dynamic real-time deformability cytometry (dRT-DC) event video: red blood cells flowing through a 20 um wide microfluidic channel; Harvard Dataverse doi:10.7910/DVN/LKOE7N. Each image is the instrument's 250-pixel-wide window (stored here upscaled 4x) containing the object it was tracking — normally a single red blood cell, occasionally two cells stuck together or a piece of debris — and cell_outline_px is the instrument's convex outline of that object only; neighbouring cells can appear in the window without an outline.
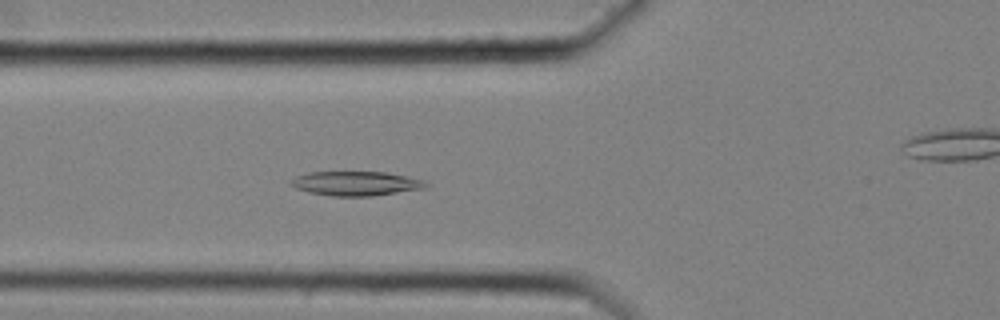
{"species": "common noctule bat (a hibernating species)", "species_latin": "Nyctalus noctula", "temperature_condition": "cold", "stored_images_in_passage": 50, "camera_frame_rate_fps": 3000, "um_per_image_px": 0.085, "animal": {"sex": "female", "body_mass_g": 25.1}, "frame": {"image": 1, "passage_image": 13, "time_ms": 4.0, "image_size_px": [1000, 320], "cell_outline_px": [[428, 188], [372, 196], [332, 196], [308, 192], [296, 188], [288, 184], [288, 180], [296, 176], [312, 172], [384, 172], [424, 180], [428, 184]], "centroid_in_image_um": [30.23, 15.6], "position_along_channel_um": 95.6, "area_um2": 19.19}}
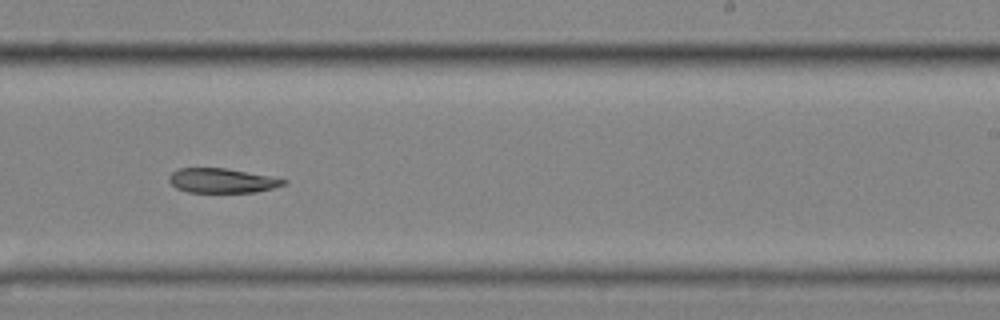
{"frame": {"image": 2, "passage_image": 28, "time_ms": 9.0, "image_size_px": [1000, 320], "cell_outline_px": [[288, 184], [256, 192], [188, 192], [176, 188], [168, 180], [168, 176], [172, 172], [180, 168], [228, 168], [288, 180]], "centroid_in_image_um": [18.87, 15.35], "position_along_channel_um": 270.1, "area_um2": 16.36}}
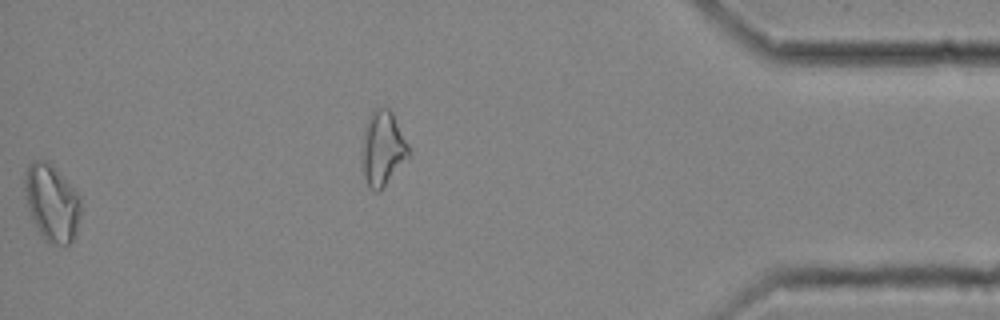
{"frame": {"image": 3, "passage_image": 49, "time_ms": 16.0, "image_size_px": [1000, 320], "cell_outline_px": [[80, 216], [76, 232], [72, 240], [68, 244], [48, 244], [40, 236], [32, 220], [28, 208], [24, 188], [24, 172], [28, 164], [32, 160], [44, 160], [52, 164], [80, 196]], "centroid_in_image_um": [4.37, 17.24], "position_along_channel_um": 430.8, "area_um2": 25.32}}